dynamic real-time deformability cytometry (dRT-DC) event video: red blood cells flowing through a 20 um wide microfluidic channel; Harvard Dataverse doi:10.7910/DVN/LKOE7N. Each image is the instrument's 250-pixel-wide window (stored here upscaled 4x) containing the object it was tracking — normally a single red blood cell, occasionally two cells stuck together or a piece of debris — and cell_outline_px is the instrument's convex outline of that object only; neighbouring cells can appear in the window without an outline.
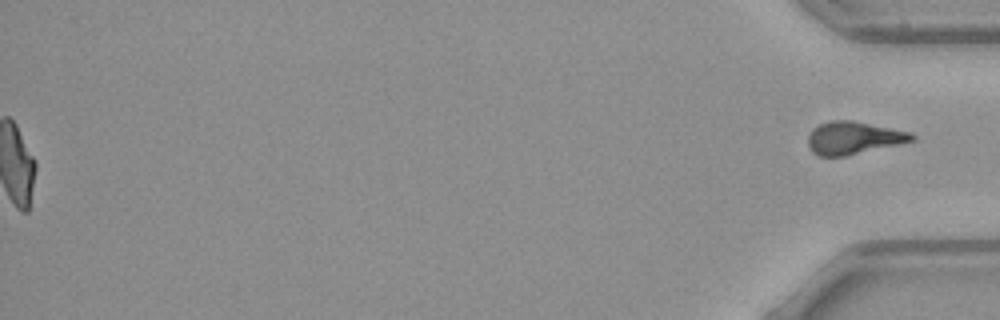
{"species": "common noctule bat (a hibernating species)", "species_latin": "Nyctalus noctula", "temperature_condition": "warm", "stored_images_in_passage": 46, "segment_of_instrument_passage": [2, 2], "camera_frame_rate_fps": 3000, "um_per_image_px": 0.085, "animal": {"sex": "female", "body_mass_g": 21.9}, "frame": {"image": 1, "passage_image": 46, "time_ms": 15.0, "image_size_px": [1000, 320], "cell_outline_px": [[916, 140], [848, 156], [816, 156], [808, 148], [808, 136], [812, 128], [828, 120], [852, 120], [912, 132], [916, 136]], "centroid_in_image_um": [72.54, 11.72], "position_along_channel_um": 362.7, "area_um2": 20.11}}